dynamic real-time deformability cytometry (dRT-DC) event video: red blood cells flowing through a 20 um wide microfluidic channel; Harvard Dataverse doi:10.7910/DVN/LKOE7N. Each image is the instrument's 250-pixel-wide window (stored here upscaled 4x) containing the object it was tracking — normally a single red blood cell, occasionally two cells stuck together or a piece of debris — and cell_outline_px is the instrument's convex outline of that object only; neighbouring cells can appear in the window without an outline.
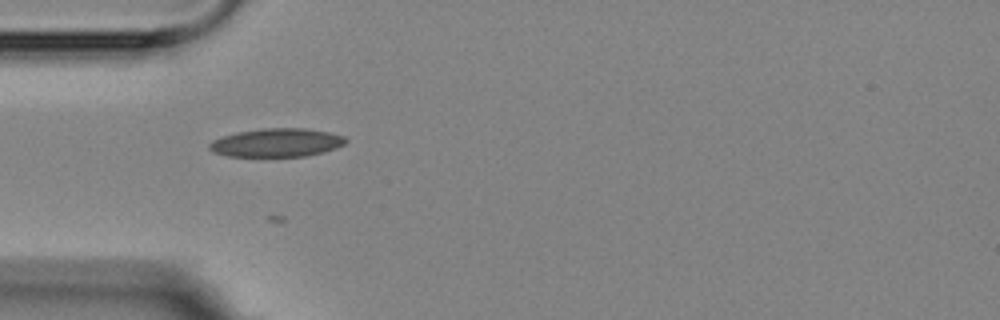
{"species": "Egyptian fruit bat (a non-hibernating species)", "species_latin": "Rousettus aegyptiacus", "temperature_condition": "room temperature", "stored_images_in_passage": 5, "camera_frame_rate_fps": 3000, "um_per_image_px": 0.085, "animal": {"sex": "female"}, "frame": {"image": 1, "passage_image": 1, "time_ms": 0.0, "image_size_px": [1000, 320], "cell_outline_px": [[348, 140], [344, 144], [336, 148], [324, 152], [304, 156], [228, 156], [212, 152], [208, 148], [208, 144], [212, 140], [220, 136], [236, 132], [260, 128], [308, 128], [328, 132], [344, 136]], "centroid_in_image_um": [23.49, 12.11], "position_along_channel_um": 61.5, "area_um2": 22.83}}
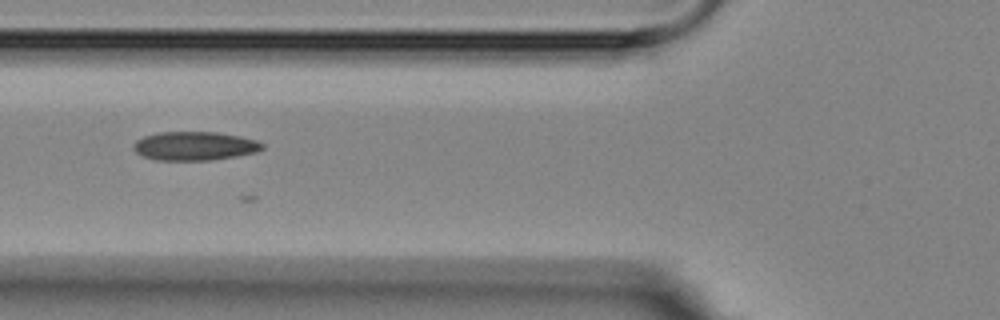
{"frame": {"image": 2, "passage_image": 2, "time_ms": 1.333, "image_size_px": [1000, 320], "cell_outline_px": [[264, 148], [256, 152], [236, 156], [212, 160], [156, 160], [144, 156], [136, 152], [132, 148], [132, 144], [136, 140], [144, 136], [156, 132], [216, 132], [240, 136], [256, 140], [264, 144]], "centroid_in_image_um": [16.53, 12.4], "position_along_channel_um": 109.3, "area_um2": 21.68}}
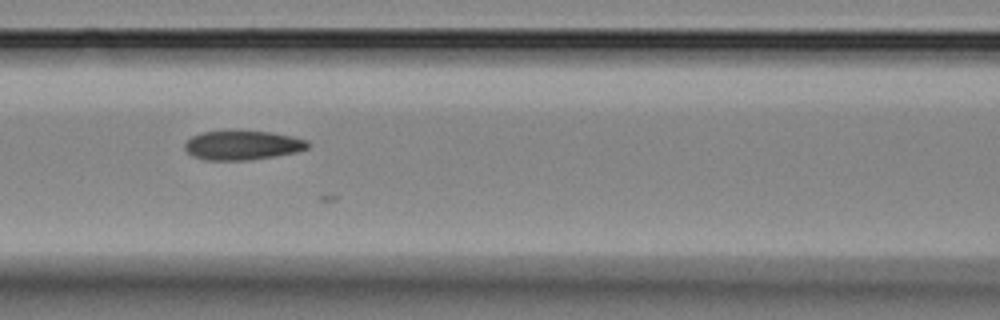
{"frame": {"image": 3, "passage_image": 3, "time_ms": 2.333, "image_size_px": [1000, 320], "cell_outline_px": [[312, 144], [308, 148], [296, 152], [276, 156], [252, 160], [204, 160], [192, 156], [184, 148], [184, 144], [192, 136], [200, 132], [272, 132], [292, 136], [308, 140]], "centroid_in_image_um": [20.64, 12.36], "position_along_channel_um": 146.0, "area_um2": 20.92}}